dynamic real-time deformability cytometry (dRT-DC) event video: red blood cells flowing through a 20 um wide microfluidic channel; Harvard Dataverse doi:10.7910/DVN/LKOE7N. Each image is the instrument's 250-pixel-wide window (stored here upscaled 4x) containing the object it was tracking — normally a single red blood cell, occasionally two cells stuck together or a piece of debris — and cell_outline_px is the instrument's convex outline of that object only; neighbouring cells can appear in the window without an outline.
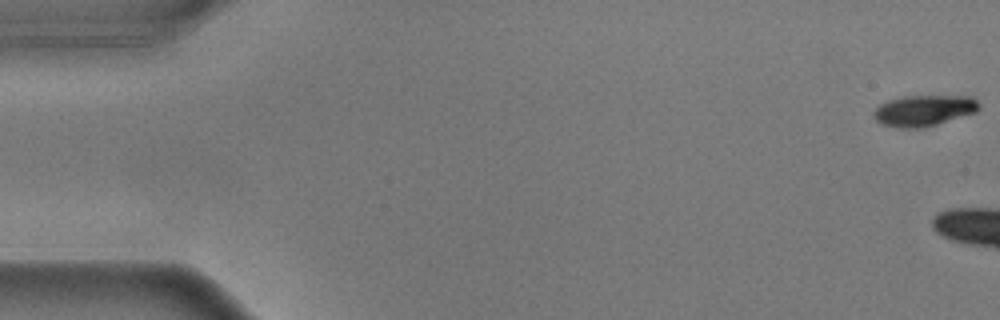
{"species": "common noctule bat (a hibernating species)", "species_latin": "Nyctalus noctula", "temperature_condition": "warm", "stored_images_in_passage": 6, "camera_frame_rate_fps": 3000, "um_per_image_px": 0.085, "animal": {"sex": "male", "body_mass_g": 17.9}, "frame": {"image": 1, "passage_image": 1, "time_ms": 0.0, "image_size_px": [1000, 320], "cell_outline_px": [[980, 108], [976, 112], [924, 128], [900, 128], [880, 124], [872, 116], [872, 112], [880, 104], [888, 100], [900, 96], [972, 96], [980, 104]], "centroid_in_image_um": [78.5, 9.39], "position_along_channel_um": 6.5, "area_um2": 19.25}}